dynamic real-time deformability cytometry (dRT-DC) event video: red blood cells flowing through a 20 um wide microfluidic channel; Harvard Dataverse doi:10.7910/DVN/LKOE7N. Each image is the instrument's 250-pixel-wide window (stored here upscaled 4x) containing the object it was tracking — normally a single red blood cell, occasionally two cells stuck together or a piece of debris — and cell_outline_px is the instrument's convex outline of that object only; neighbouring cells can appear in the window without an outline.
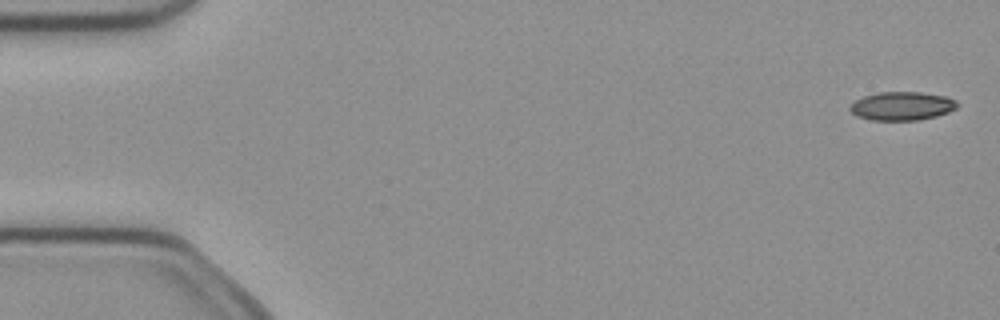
{"species": "common noctule bat (a hibernating species)", "species_latin": "Nyctalus noctula", "temperature_condition": "cold", "stored_images_in_passage": 7, "camera_frame_rate_fps": 3000, "um_per_image_px": 0.085, "animal": {"sex": "female", "body_mass_g": 21.9}, "frame": {"image": 1, "passage_image": 1, "time_ms": 0.0, "image_size_px": [1000, 320], "cell_outline_px": [[960, 104], [956, 108], [948, 112], [936, 116], [920, 120], [872, 120], [856, 116], [848, 108], [856, 100], [864, 96], [880, 92], [920, 92], [948, 96], [956, 100]], "centroid_in_image_um": [76.7, 9.01], "position_along_channel_um": 8.3, "area_um2": 17.92}}
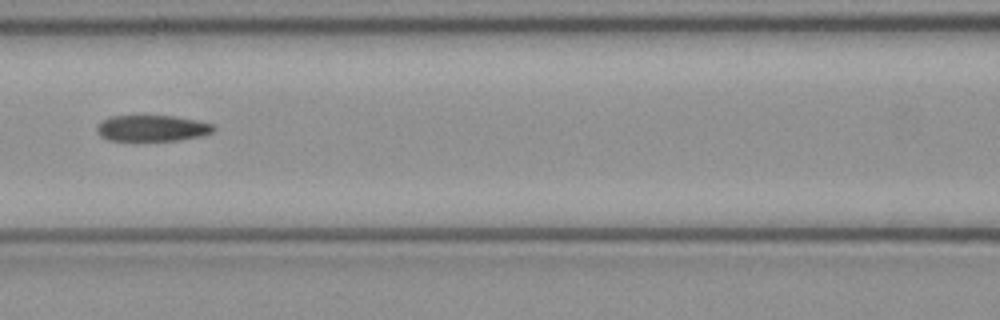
{"frame": {"image": 2, "passage_image": 7, "time_ms": 2.0, "image_size_px": [1000, 320], "cell_outline_px": [[216, 128], [212, 132], [200, 136], [176, 140], [108, 140], [100, 136], [96, 132], [96, 128], [104, 120], [112, 116], [176, 116], [196, 120], [212, 124]], "centroid_in_image_um": [12.93, 10.89], "position_along_channel_um": 153.7, "area_um2": 17.51}}